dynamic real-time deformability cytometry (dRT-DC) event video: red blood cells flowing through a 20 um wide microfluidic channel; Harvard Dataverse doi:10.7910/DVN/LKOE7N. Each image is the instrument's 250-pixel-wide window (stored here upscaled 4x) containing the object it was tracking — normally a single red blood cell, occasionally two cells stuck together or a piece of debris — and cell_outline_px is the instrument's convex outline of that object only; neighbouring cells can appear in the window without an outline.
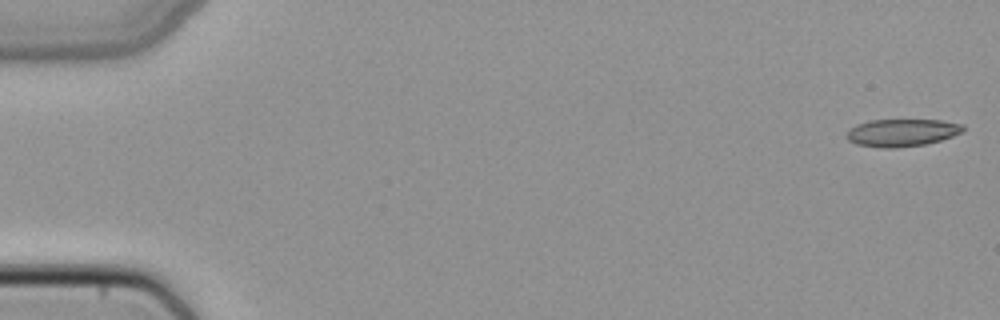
{"species": "common noctule bat (a hibernating species)", "species_latin": "Nyctalus noctula", "temperature_condition": "cold", "stored_images_in_passage": 12, "camera_frame_rate_fps": 3000, "um_per_image_px": 0.085, "animal": {"sex": "female", "body_mass_g": 22.7, "forearm_length_mm": 54.2}, "frame": {"image": 1, "passage_image": 1, "time_ms": 0.0, "image_size_px": [1000, 320], "cell_outline_px": [[964, 132], [940, 140], [924, 144], [896, 148], [880, 148], [856, 144], [848, 140], [844, 136], [848, 128], [856, 124], [872, 120], [940, 120], [964, 124]], "centroid_in_image_um": [76.62, 11.27], "position_along_channel_um": 8.4, "area_um2": 18.84}}